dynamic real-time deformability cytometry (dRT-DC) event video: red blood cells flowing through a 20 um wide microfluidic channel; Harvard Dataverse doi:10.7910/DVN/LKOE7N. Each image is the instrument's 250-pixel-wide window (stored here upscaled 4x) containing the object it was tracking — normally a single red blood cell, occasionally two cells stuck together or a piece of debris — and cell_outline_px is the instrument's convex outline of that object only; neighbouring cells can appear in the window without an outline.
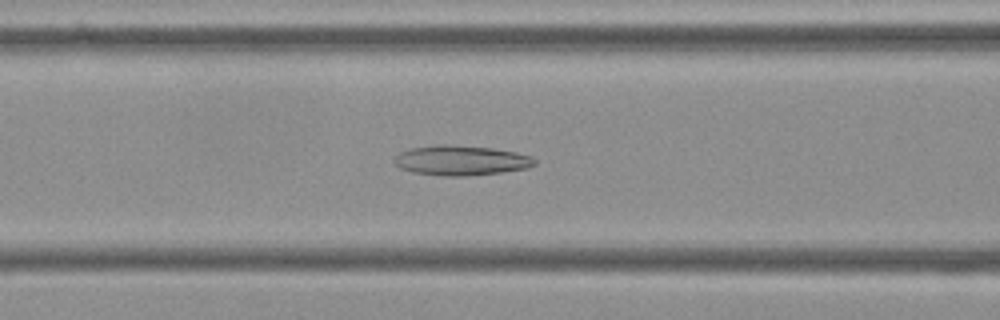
{"species": "Egyptian fruit bat (a non-hibernating species)", "species_latin": "Rousettus aegyptiacus", "temperature_condition": "cold", "stored_images_in_passage": 55, "camera_frame_rate_fps": 3000, "um_per_image_px": 0.085, "frame": {"image": 1, "passage_image": 22, "time_ms": 7.0, "image_size_px": [1000, 320], "cell_outline_px": [[536, 164], [528, 168], [500, 172], [468, 176], [448, 176], [412, 172], [400, 168], [396, 164], [396, 156], [400, 152], [412, 148], [432, 144], [448, 144], [492, 148], [516, 152], [532, 156], [536, 160]], "centroid_in_image_um": [39.21, 13.62], "position_along_channel_um": 127.4, "area_um2": 24.45}}
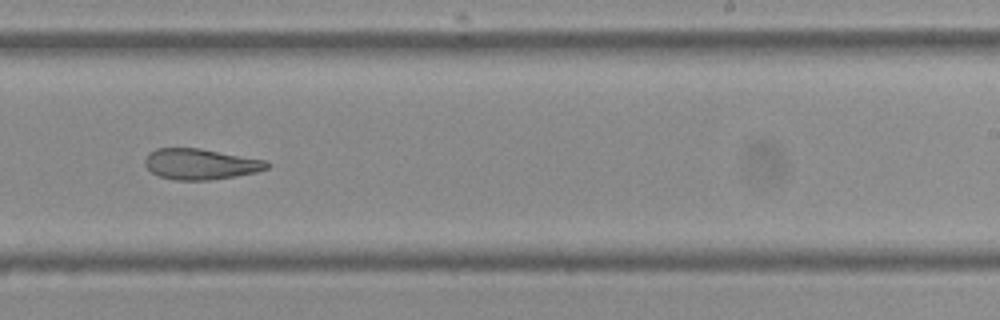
{"frame": {"image": 2, "passage_image": 34, "time_ms": 11.0, "image_size_px": [1000, 320], "cell_outline_px": [[268, 168], [256, 172], [208, 180], [176, 180], [160, 176], [152, 172], [144, 164], [144, 160], [148, 152], [156, 148], [200, 148], [268, 160]], "centroid_in_image_um": [17.03, 13.93], "position_along_channel_um": 272.0, "area_um2": 21.85}}
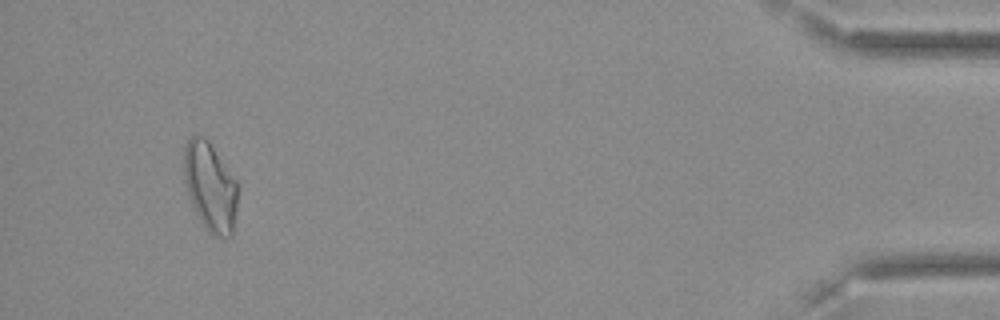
{"frame": {"image": 3, "passage_image": 52, "time_ms": 17.0, "image_size_px": [1000, 320], "cell_outline_px": [[240, 188], [232, 236], [216, 236], [208, 232], [200, 220], [196, 212], [188, 192], [184, 180], [184, 148], [188, 136], [204, 136], [208, 140], [236, 180]], "centroid_in_image_um": [17.89, 15.86], "position_along_channel_um": 417.3, "area_um2": 27.92}, "authors_computed_cell_mechanics": {"area_um2": 25.3164, "velocity_mm_per_s": 3.6111, "shape_relaxation_time_tau1_ms": null, "shape_relaxation_time_tau2_ms": 7.5753, "deformation_change_tau1": null, "deformation_change_tau2": 0.172}}